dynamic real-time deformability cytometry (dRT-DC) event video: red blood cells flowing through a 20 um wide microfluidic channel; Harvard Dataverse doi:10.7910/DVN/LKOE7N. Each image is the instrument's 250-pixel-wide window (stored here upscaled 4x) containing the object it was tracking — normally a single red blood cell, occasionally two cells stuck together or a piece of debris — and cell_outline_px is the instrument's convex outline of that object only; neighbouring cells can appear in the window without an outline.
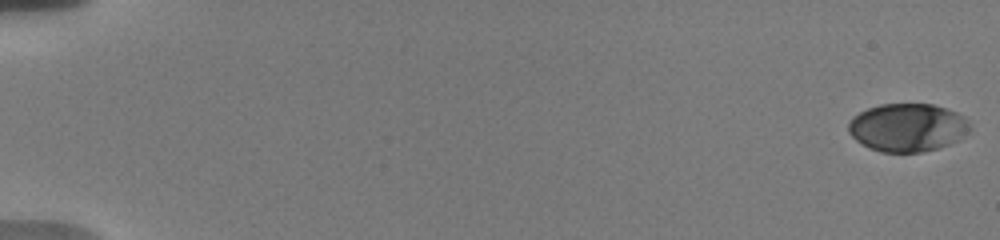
{"species": "human", "species_latin": "Homo sapiens", "temperature_condition": "warm", "stored_images_in_passage": 56, "camera_frame_rate_fps": 3000, "um_per_image_px": 0.085, "donor": {"sex": "male"}, "frame": {"image": 1, "passage_image": 1, "time_ms": 0.0, "image_size_px": [1000, 240], "cell_outline_px": [[972, 128], [956, 140], [948, 144], [936, 148], [920, 152], [880, 152], [868, 148], [856, 140], [848, 132], [848, 124], [852, 116], [868, 108], [880, 104], [932, 104], [956, 112], [964, 116], [968, 120]], "centroid_in_image_um": [77.11, 10.83], "position_along_channel_um": 7.9, "area_um2": 33.99}}
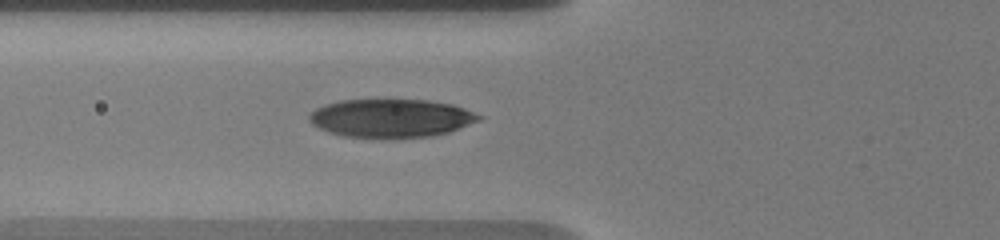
{"frame": {"image": 2, "passage_image": 23, "time_ms": 7.333, "image_size_px": [1000, 240], "cell_outline_px": [[484, 116], [480, 120], [448, 132], [432, 136], [344, 136], [328, 132], [312, 124], [308, 120], [308, 116], [316, 108], [324, 104], [340, 100], [428, 100], [452, 104], [464, 108]], "centroid_in_image_um": [33.24, 10.01], "position_along_channel_um": 92.6, "area_um2": 37.28}}
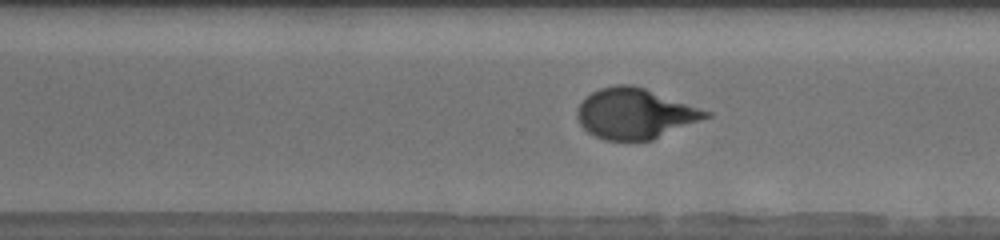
{"frame": {"image": 3, "passage_image": 41, "time_ms": 13.333, "image_size_px": [1000, 240], "cell_outline_px": [[712, 116], [652, 140], [604, 140], [588, 132], [580, 124], [576, 116], [576, 108], [592, 92], [600, 88], [616, 84], [632, 84], [644, 88], [712, 112]], "centroid_in_image_um": [53.97, 9.65], "position_along_channel_um": 316.6, "area_um2": 37.63}, "authors_computed_cell_mechanics": {"area_um2": 36.8186, "velocity_mm_per_s": 3.7311, "shape_relaxation_time_tau1_ms": 3.7469, "shape_relaxation_time_tau2_ms": 0.8293, "deformation_change_tau1": 0.1928, "deformation_change_tau2": 0.0636}}